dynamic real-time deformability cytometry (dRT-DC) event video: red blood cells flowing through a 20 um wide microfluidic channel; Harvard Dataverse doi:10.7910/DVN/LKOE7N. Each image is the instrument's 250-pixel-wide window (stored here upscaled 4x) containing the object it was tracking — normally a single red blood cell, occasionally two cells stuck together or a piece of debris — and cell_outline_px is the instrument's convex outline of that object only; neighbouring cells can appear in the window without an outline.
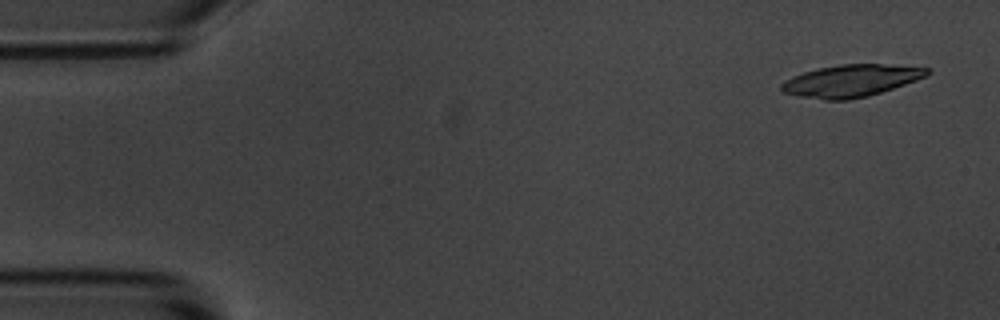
{"species": "common noctule bat (a hibernating species)", "species_latin": "Nyctalus noctula", "temperature_condition": "room temperature", "stored_images_in_passage": 15, "camera_frame_rate_fps": 3000, "um_per_image_px": 0.085, "animal": {"sex": "male", "body_mass_g": 20.1, "forearm_length_mm": 53.5}, "frame": {"image": 1, "passage_image": 1, "time_ms": 0.0, "image_size_px": [1000, 320], "cell_outline_px": [[932, 72], [928, 76], [868, 96], [848, 100], [824, 100], [800, 96], [784, 92], [780, 88], [780, 84], [784, 80], [792, 76], [804, 72], [820, 68], [840, 64], [880, 64], [928, 68]], "centroid_in_image_um": [72.32, 6.86], "position_along_channel_um": 12.7, "area_um2": 27.05}}